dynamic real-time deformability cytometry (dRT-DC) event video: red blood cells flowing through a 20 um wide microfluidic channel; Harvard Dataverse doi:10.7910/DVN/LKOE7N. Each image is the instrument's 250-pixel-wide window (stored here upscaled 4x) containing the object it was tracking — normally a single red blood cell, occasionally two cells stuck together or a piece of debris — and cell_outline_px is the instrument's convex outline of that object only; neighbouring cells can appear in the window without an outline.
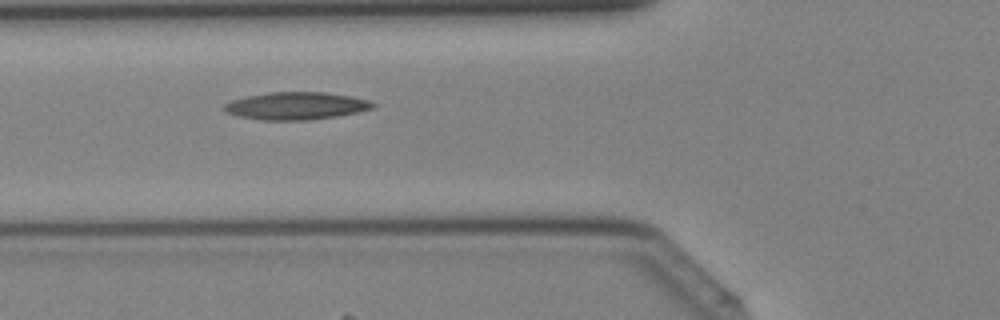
{"species": "Egyptian fruit bat (a non-hibernating species)", "species_latin": "Rousettus aegyptiacus", "temperature_condition": "cold", "stored_images_in_passage": 26, "camera_frame_rate_fps": 3000, "um_per_image_px": 0.085, "animal": {"sex": "female"}, "frame": {"image": 1, "passage_image": 5, "time_ms": 1.333, "image_size_px": [1000, 320], "cell_outline_px": [[376, 104], [372, 108], [356, 112], [336, 116], [308, 120], [260, 120], [236, 116], [224, 112], [220, 108], [224, 104], [232, 100], [248, 96], [268, 92], [324, 92], [352, 96], [368, 100]], "centroid_in_image_um": [25.1, 9.0], "position_along_channel_um": 100.7, "area_um2": 23.93}}
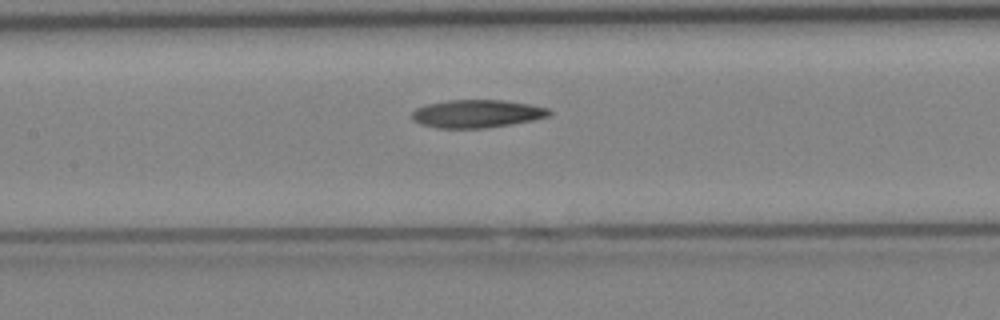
{"frame": {"image": 2, "passage_image": 9, "time_ms": 2.667, "image_size_px": [1000, 320], "cell_outline_px": [[552, 112], [548, 116], [532, 120], [512, 124], [484, 128], [436, 128], [420, 124], [412, 120], [412, 112], [416, 108], [428, 104], [448, 100], [504, 100], [528, 104], [548, 108]], "centroid_in_image_um": [40.51, 9.67], "position_along_channel_um": 166.9, "area_um2": 22.31}}
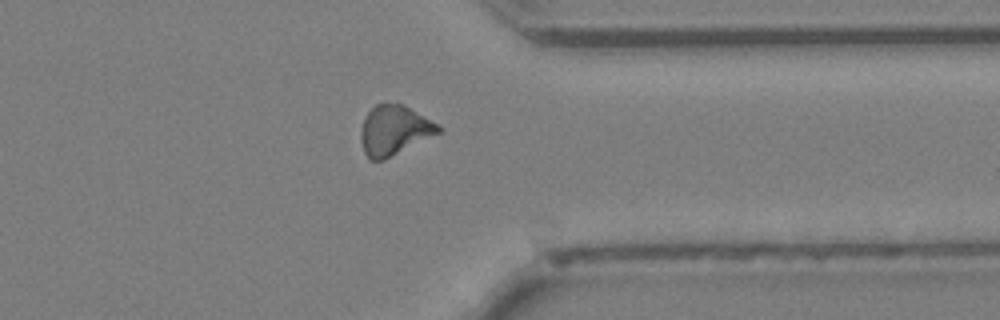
{"frame": {"image": 3, "passage_image": 22, "time_ms": 7.0, "image_size_px": [1000, 320], "cell_outline_px": [[444, 132], [384, 160], [372, 160], [364, 152], [360, 140], [360, 132], [364, 116], [376, 104], [404, 104], [444, 128]], "centroid_in_image_um": [33.54, 11.09], "position_along_channel_um": 377.9, "area_um2": 22.72}}